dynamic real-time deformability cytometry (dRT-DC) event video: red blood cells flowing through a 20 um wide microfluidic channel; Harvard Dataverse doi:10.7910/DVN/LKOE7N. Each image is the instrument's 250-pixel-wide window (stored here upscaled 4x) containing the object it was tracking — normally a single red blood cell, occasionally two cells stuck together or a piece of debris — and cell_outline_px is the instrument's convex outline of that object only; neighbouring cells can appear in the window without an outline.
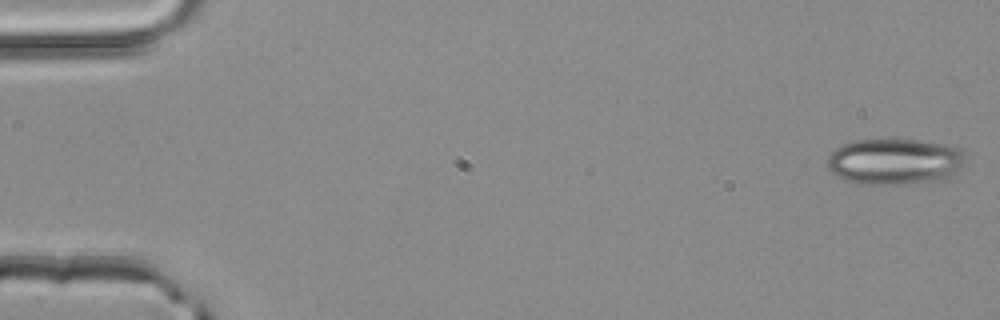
{"species": "common noctule bat (a hibernating species)", "species_latin": "Nyctalus noctula", "temperature_condition": "room temperature", "stored_images_in_passage": 4, "camera_frame_rate_fps": 3000, "um_per_image_px": 0.085, "animal": {"sex": "male", "body_mass_g": 20.4}, "frame": {"image": 1, "passage_image": 1, "time_ms": 0.0, "image_size_px": [1000, 320], "cell_outline_px": [[964, 156], [960, 168], [948, 176], [940, 180], [900, 184], [860, 184], [844, 180], [832, 172], [828, 168], [828, 156], [836, 148], [844, 144], [856, 140], [916, 140], [944, 144], [960, 148]], "centroid_in_image_um": [76.01, 13.73], "position_along_channel_um": 9.0, "area_um2": 36.65}}